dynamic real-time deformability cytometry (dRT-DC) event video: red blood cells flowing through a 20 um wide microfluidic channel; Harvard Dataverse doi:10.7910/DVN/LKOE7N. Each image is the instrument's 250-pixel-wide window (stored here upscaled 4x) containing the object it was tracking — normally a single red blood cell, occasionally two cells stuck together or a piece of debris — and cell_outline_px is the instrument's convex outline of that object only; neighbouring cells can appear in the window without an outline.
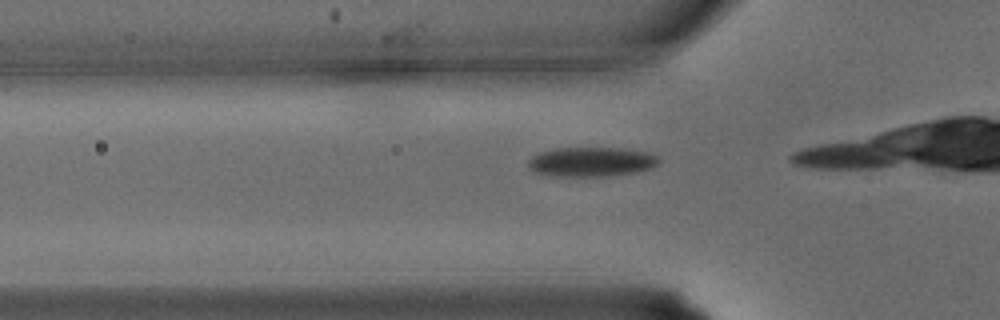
{"species": "common noctule bat (a hibernating species)", "species_latin": "Nyctalus noctula", "temperature_condition": "warm", "stored_images_in_passage": 9, "camera_frame_rate_fps": 3000, "um_per_image_px": 0.085, "animal": {"sex": "male", "body_mass_g": 15.6}, "frame": {"image": 1, "passage_image": 7, "time_ms": 2.0, "image_size_px": [1000, 320], "cell_outline_px": [[660, 164], [652, 168], [636, 172], [612, 176], [552, 176], [532, 172], [528, 168], [528, 160], [536, 152], [552, 148], [624, 148], [648, 152], [660, 156]], "centroid_in_image_um": [50.26, 13.75], "position_along_channel_um": 75.5, "area_um2": 23.06}}